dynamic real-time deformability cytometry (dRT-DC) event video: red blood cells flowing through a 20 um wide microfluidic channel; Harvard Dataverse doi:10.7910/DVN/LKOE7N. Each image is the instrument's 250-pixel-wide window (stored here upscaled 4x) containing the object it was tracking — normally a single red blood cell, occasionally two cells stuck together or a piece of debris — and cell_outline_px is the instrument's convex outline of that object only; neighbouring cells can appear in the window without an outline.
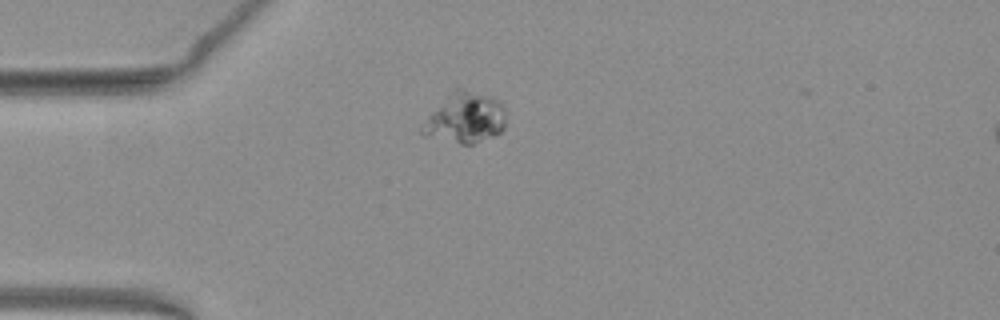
{"species": "common noctule bat (a hibernating species)", "species_latin": "Nyctalus noctula", "temperature_condition": "warm", "stored_images_in_passage": 42, "camera_frame_rate_fps": 3000, "um_per_image_px": 0.085, "animal": {"sex": "female", "body_mass_g": 19.3, "forearm_length_mm": 54.1}, "frame": {"image": 1, "passage_image": 2, "time_ms": 0.333, "image_size_px": [1000, 320], "cell_outline_px": [[504, 128], [500, 132], [492, 136], [472, 144], [460, 144], [424, 136], [420, 132], [420, 128], [428, 116], [456, 88], [464, 88], [492, 96], [500, 100], [504, 104]], "centroid_in_image_um": [39.55, 10.02], "position_along_channel_um": 45.4, "area_um2": 24.51}}
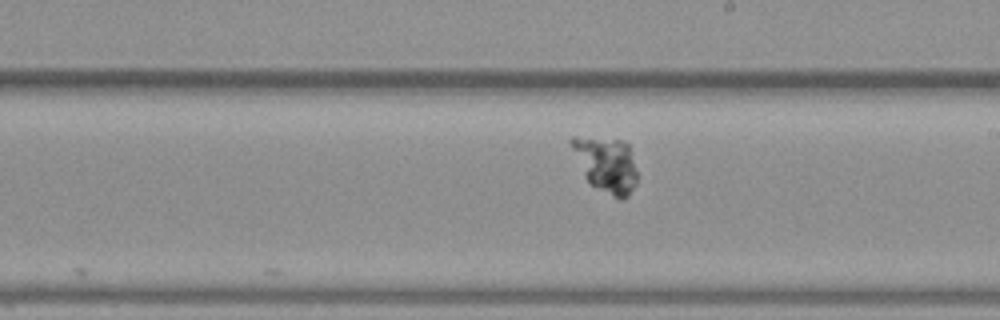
{"frame": {"image": 2, "passage_image": 19, "time_ms": 6.0, "image_size_px": [1000, 320], "cell_outline_px": [[636, 184], [628, 196], [624, 200], [620, 200], [612, 196], [592, 184], [584, 176], [568, 144], [568, 140], [572, 136], [576, 136], [624, 140], [628, 144], [636, 172]], "centroid_in_image_um": [51.48, 13.95], "position_along_channel_um": 237.5, "area_um2": 21.27}}
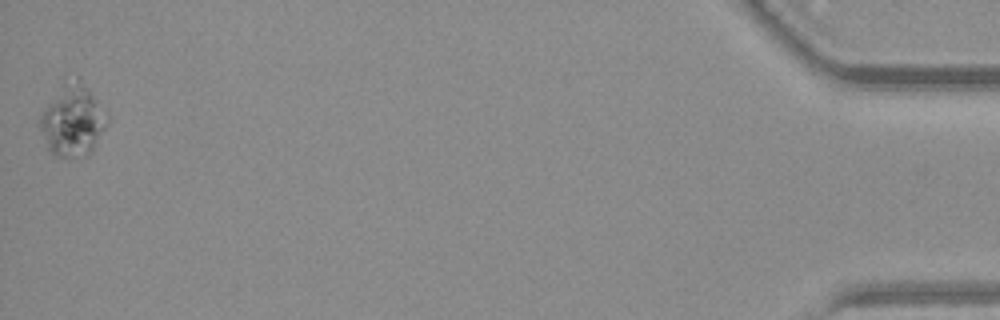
{"frame": {"image": 3, "passage_image": 42, "time_ms": 13.667, "image_size_px": [1000, 320], "cell_outline_px": [[108, 124], [88, 156], [68, 160], [56, 156], [48, 152], [40, 128], [40, 116], [44, 108], [60, 80], [76, 76], [88, 88], [104, 108], [108, 116]], "centroid_in_image_um": [6.16, 10.23], "position_along_channel_um": 429.0, "area_um2": 28.96}}